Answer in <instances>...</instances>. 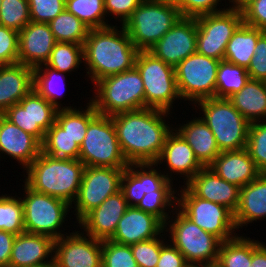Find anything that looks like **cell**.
Here are the masks:
<instances>
[{
	"mask_svg": "<svg viewBox=\"0 0 266 267\" xmlns=\"http://www.w3.org/2000/svg\"><path fill=\"white\" fill-rule=\"evenodd\" d=\"M170 113L143 108L111 116L122 154L129 164L157 161L168 134L173 130L165 119Z\"/></svg>",
	"mask_w": 266,
	"mask_h": 267,
	"instance_id": "6da1fadb",
	"label": "cell"
},
{
	"mask_svg": "<svg viewBox=\"0 0 266 267\" xmlns=\"http://www.w3.org/2000/svg\"><path fill=\"white\" fill-rule=\"evenodd\" d=\"M120 26L110 24L104 28L90 29L85 39L83 63L92 84L135 66L139 50L124 27Z\"/></svg>",
	"mask_w": 266,
	"mask_h": 267,
	"instance_id": "7a4b0ae2",
	"label": "cell"
},
{
	"mask_svg": "<svg viewBox=\"0 0 266 267\" xmlns=\"http://www.w3.org/2000/svg\"><path fill=\"white\" fill-rule=\"evenodd\" d=\"M85 165L79 159L55 158L43 152L25 169L24 183L36 192L72 206L79 192Z\"/></svg>",
	"mask_w": 266,
	"mask_h": 267,
	"instance_id": "3957f363",
	"label": "cell"
},
{
	"mask_svg": "<svg viewBox=\"0 0 266 267\" xmlns=\"http://www.w3.org/2000/svg\"><path fill=\"white\" fill-rule=\"evenodd\" d=\"M94 87L95 94L89 101L99 114L112 116L145 108L144 84L135 66L98 80Z\"/></svg>",
	"mask_w": 266,
	"mask_h": 267,
	"instance_id": "277c9868",
	"label": "cell"
},
{
	"mask_svg": "<svg viewBox=\"0 0 266 267\" xmlns=\"http://www.w3.org/2000/svg\"><path fill=\"white\" fill-rule=\"evenodd\" d=\"M174 210L164 224V231L171 235L168 241L189 265L215 266L222 241L194 224L178 207Z\"/></svg>",
	"mask_w": 266,
	"mask_h": 267,
	"instance_id": "5b68a950",
	"label": "cell"
},
{
	"mask_svg": "<svg viewBox=\"0 0 266 267\" xmlns=\"http://www.w3.org/2000/svg\"><path fill=\"white\" fill-rule=\"evenodd\" d=\"M193 106L201 109L200 118L213 132L220 152L246 148L250 123L227 98L212 97Z\"/></svg>",
	"mask_w": 266,
	"mask_h": 267,
	"instance_id": "8992f818",
	"label": "cell"
},
{
	"mask_svg": "<svg viewBox=\"0 0 266 267\" xmlns=\"http://www.w3.org/2000/svg\"><path fill=\"white\" fill-rule=\"evenodd\" d=\"M181 17L177 6L143 0L122 26L139 51H148Z\"/></svg>",
	"mask_w": 266,
	"mask_h": 267,
	"instance_id": "52a82bcc",
	"label": "cell"
},
{
	"mask_svg": "<svg viewBox=\"0 0 266 267\" xmlns=\"http://www.w3.org/2000/svg\"><path fill=\"white\" fill-rule=\"evenodd\" d=\"M79 160L85 167L126 168L111 116L97 114L87 127L80 145Z\"/></svg>",
	"mask_w": 266,
	"mask_h": 267,
	"instance_id": "ba28073f",
	"label": "cell"
},
{
	"mask_svg": "<svg viewBox=\"0 0 266 267\" xmlns=\"http://www.w3.org/2000/svg\"><path fill=\"white\" fill-rule=\"evenodd\" d=\"M22 187L25 192L24 197H21L25 232L45 235L53 240L68 235L62 231V227L68 217L66 215L72 209L71 205L59 198L36 192L25 183Z\"/></svg>",
	"mask_w": 266,
	"mask_h": 267,
	"instance_id": "9c48e42d",
	"label": "cell"
},
{
	"mask_svg": "<svg viewBox=\"0 0 266 267\" xmlns=\"http://www.w3.org/2000/svg\"><path fill=\"white\" fill-rule=\"evenodd\" d=\"M135 67L144 84L145 108L171 112L173 102L181 99L177 88L175 67L155 57L149 51L138 52Z\"/></svg>",
	"mask_w": 266,
	"mask_h": 267,
	"instance_id": "30bf717a",
	"label": "cell"
},
{
	"mask_svg": "<svg viewBox=\"0 0 266 267\" xmlns=\"http://www.w3.org/2000/svg\"><path fill=\"white\" fill-rule=\"evenodd\" d=\"M177 194V207L204 231L222 242L237 236L234 213L224 205L195 196L185 185ZM180 192V193H179ZM180 194V195H179ZM180 198H179V197ZM235 231V232H234Z\"/></svg>",
	"mask_w": 266,
	"mask_h": 267,
	"instance_id": "8fae6325",
	"label": "cell"
},
{
	"mask_svg": "<svg viewBox=\"0 0 266 267\" xmlns=\"http://www.w3.org/2000/svg\"><path fill=\"white\" fill-rule=\"evenodd\" d=\"M220 60L198 52L182 60L175 67L177 88L181 100L196 104L200 100L215 97L217 70Z\"/></svg>",
	"mask_w": 266,
	"mask_h": 267,
	"instance_id": "7c38bea8",
	"label": "cell"
},
{
	"mask_svg": "<svg viewBox=\"0 0 266 267\" xmlns=\"http://www.w3.org/2000/svg\"><path fill=\"white\" fill-rule=\"evenodd\" d=\"M225 5V10L195 17L197 52L216 60H224L227 43L243 23L242 13Z\"/></svg>",
	"mask_w": 266,
	"mask_h": 267,
	"instance_id": "4fadbf2b",
	"label": "cell"
},
{
	"mask_svg": "<svg viewBox=\"0 0 266 267\" xmlns=\"http://www.w3.org/2000/svg\"><path fill=\"white\" fill-rule=\"evenodd\" d=\"M125 168L85 167L79 192L74 201L76 221L79 222L87 213L101 205L107 197L121 188V177Z\"/></svg>",
	"mask_w": 266,
	"mask_h": 267,
	"instance_id": "5bb4252c",
	"label": "cell"
},
{
	"mask_svg": "<svg viewBox=\"0 0 266 267\" xmlns=\"http://www.w3.org/2000/svg\"><path fill=\"white\" fill-rule=\"evenodd\" d=\"M57 111L50 102L33 89L2 115L42 143L45 133L55 123Z\"/></svg>",
	"mask_w": 266,
	"mask_h": 267,
	"instance_id": "9a60e30c",
	"label": "cell"
},
{
	"mask_svg": "<svg viewBox=\"0 0 266 267\" xmlns=\"http://www.w3.org/2000/svg\"><path fill=\"white\" fill-rule=\"evenodd\" d=\"M74 231L54 241L55 267H102V241Z\"/></svg>",
	"mask_w": 266,
	"mask_h": 267,
	"instance_id": "2e32d148",
	"label": "cell"
},
{
	"mask_svg": "<svg viewBox=\"0 0 266 267\" xmlns=\"http://www.w3.org/2000/svg\"><path fill=\"white\" fill-rule=\"evenodd\" d=\"M196 18L181 17L148 51L165 63L176 67L197 52Z\"/></svg>",
	"mask_w": 266,
	"mask_h": 267,
	"instance_id": "e0dca14e",
	"label": "cell"
},
{
	"mask_svg": "<svg viewBox=\"0 0 266 267\" xmlns=\"http://www.w3.org/2000/svg\"><path fill=\"white\" fill-rule=\"evenodd\" d=\"M128 207L120 190L107 197L101 205L91 210L78 222L80 231L83 230L84 234L100 241L110 240Z\"/></svg>",
	"mask_w": 266,
	"mask_h": 267,
	"instance_id": "ac0fdd59",
	"label": "cell"
},
{
	"mask_svg": "<svg viewBox=\"0 0 266 267\" xmlns=\"http://www.w3.org/2000/svg\"><path fill=\"white\" fill-rule=\"evenodd\" d=\"M164 162L167 170L164 171L166 177L173 182L172 174L178 175L187 184L204 166L196 158L194 151L183 137L173 128L168 134L165 144L156 165L159 166ZM170 172V173H169ZM170 174V175H169ZM184 175V176H183ZM186 180V181H185Z\"/></svg>",
	"mask_w": 266,
	"mask_h": 267,
	"instance_id": "d6986e66",
	"label": "cell"
},
{
	"mask_svg": "<svg viewBox=\"0 0 266 267\" xmlns=\"http://www.w3.org/2000/svg\"><path fill=\"white\" fill-rule=\"evenodd\" d=\"M56 42L48 23L30 21L19 31L18 63L33 69L45 64Z\"/></svg>",
	"mask_w": 266,
	"mask_h": 267,
	"instance_id": "ffe728a7",
	"label": "cell"
},
{
	"mask_svg": "<svg viewBox=\"0 0 266 267\" xmlns=\"http://www.w3.org/2000/svg\"><path fill=\"white\" fill-rule=\"evenodd\" d=\"M185 186L197 197L224 205L233 213L239 204L240 187L219 177L211 168H202Z\"/></svg>",
	"mask_w": 266,
	"mask_h": 267,
	"instance_id": "44dd1931",
	"label": "cell"
},
{
	"mask_svg": "<svg viewBox=\"0 0 266 267\" xmlns=\"http://www.w3.org/2000/svg\"><path fill=\"white\" fill-rule=\"evenodd\" d=\"M161 233H164V224L157 217L136 207H128L110 240L123 245H132L156 238Z\"/></svg>",
	"mask_w": 266,
	"mask_h": 267,
	"instance_id": "7402d4cb",
	"label": "cell"
},
{
	"mask_svg": "<svg viewBox=\"0 0 266 267\" xmlns=\"http://www.w3.org/2000/svg\"><path fill=\"white\" fill-rule=\"evenodd\" d=\"M0 159L5 154L25 169L41 152V143L0 114Z\"/></svg>",
	"mask_w": 266,
	"mask_h": 267,
	"instance_id": "603a6c76",
	"label": "cell"
},
{
	"mask_svg": "<svg viewBox=\"0 0 266 267\" xmlns=\"http://www.w3.org/2000/svg\"><path fill=\"white\" fill-rule=\"evenodd\" d=\"M54 241L48 236L27 232L16 235L9 267H30L54 263Z\"/></svg>",
	"mask_w": 266,
	"mask_h": 267,
	"instance_id": "cb8c5ba5",
	"label": "cell"
},
{
	"mask_svg": "<svg viewBox=\"0 0 266 267\" xmlns=\"http://www.w3.org/2000/svg\"><path fill=\"white\" fill-rule=\"evenodd\" d=\"M209 168L222 179L240 188L261 174L246 148L221 152Z\"/></svg>",
	"mask_w": 266,
	"mask_h": 267,
	"instance_id": "d4e9b609",
	"label": "cell"
},
{
	"mask_svg": "<svg viewBox=\"0 0 266 267\" xmlns=\"http://www.w3.org/2000/svg\"><path fill=\"white\" fill-rule=\"evenodd\" d=\"M33 90V68L21 63L0 65V114Z\"/></svg>",
	"mask_w": 266,
	"mask_h": 267,
	"instance_id": "484cf974",
	"label": "cell"
},
{
	"mask_svg": "<svg viewBox=\"0 0 266 267\" xmlns=\"http://www.w3.org/2000/svg\"><path fill=\"white\" fill-rule=\"evenodd\" d=\"M262 218L266 219V173L240 188L239 204L234 212L237 230Z\"/></svg>",
	"mask_w": 266,
	"mask_h": 267,
	"instance_id": "4316f807",
	"label": "cell"
},
{
	"mask_svg": "<svg viewBox=\"0 0 266 267\" xmlns=\"http://www.w3.org/2000/svg\"><path fill=\"white\" fill-rule=\"evenodd\" d=\"M174 129L183 137L194 151L198 161L204 166L209 167L216 157L221 153L213 132L200 118L196 117L188 120L186 124L176 125Z\"/></svg>",
	"mask_w": 266,
	"mask_h": 267,
	"instance_id": "83f0119b",
	"label": "cell"
},
{
	"mask_svg": "<svg viewBox=\"0 0 266 267\" xmlns=\"http://www.w3.org/2000/svg\"><path fill=\"white\" fill-rule=\"evenodd\" d=\"M228 100L249 122L266 120V85L264 81L249 79L246 85Z\"/></svg>",
	"mask_w": 266,
	"mask_h": 267,
	"instance_id": "f1b7e54d",
	"label": "cell"
},
{
	"mask_svg": "<svg viewBox=\"0 0 266 267\" xmlns=\"http://www.w3.org/2000/svg\"><path fill=\"white\" fill-rule=\"evenodd\" d=\"M265 31L242 23L227 43L224 60L248 68L255 54L258 38Z\"/></svg>",
	"mask_w": 266,
	"mask_h": 267,
	"instance_id": "f546056e",
	"label": "cell"
},
{
	"mask_svg": "<svg viewBox=\"0 0 266 267\" xmlns=\"http://www.w3.org/2000/svg\"><path fill=\"white\" fill-rule=\"evenodd\" d=\"M65 74L64 72L48 67L46 64L33 69V89L57 110L73 109L72 106L63 107L62 103L58 101L61 95L64 94L63 92H65Z\"/></svg>",
	"mask_w": 266,
	"mask_h": 267,
	"instance_id": "4dcf8cb0",
	"label": "cell"
},
{
	"mask_svg": "<svg viewBox=\"0 0 266 267\" xmlns=\"http://www.w3.org/2000/svg\"><path fill=\"white\" fill-rule=\"evenodd\" d=\"M87 104L84 109L82 107H79V109L77 107L73 109H60L57 111L55 119V122L79 146L86 135L89 122L98 114L90 101Z\"/></svg>",
	"mask_w": 266,
	"mask_h": 267,
	"instance_id": "1f68e13d",
	"label": "cell"
},
{
	"mask_svg": "<svg viewBox=\"0 0 266 267\" xmlns=\"http://www.w3.org/2000/svg\"><path fill=\"white\" fill-rule=\"evenodd\" d=\"M245 237L238 234L233 239L222 242L215 267H250L252 240Z\"/></svg>",
	"mask_w": 266,
	"mask_h": 267,
	"instance_id": "d6a6232c",
	"label": "cell"
},
{
	"mask_svg": "<svg viewBox=\"0 0 266 267\" xmlns=\"http://www.w3.org/2000/svg\"><path fill=\"white\" fill-rule=\"evenodd\" d=\"M247 69L226 60H220L215 87V98H229L249 81Z\"/></svg>",
	"mask_w": 266,
	"mask_h": 267,
	"instance_id": "836d02e7",
	"label": "cell"
},
{
	"mask_svg": "<svg viewBox=\"0 0 266 267\" xmlns=\"http://www.w3.org/2000/svg\"><path fill=\"white\" fill-rule=\"evenodd\" d=\"M57 42L83 45L90 28L66 9L48 23Z\"/></svg>",
	"mask_w": 266,
	"mask_h": 267,
	"instance_id": "e575fe53",
	"label": "cell"
},
{
	"mask_svg": "<svg viewBox=\"0 0 266 267\" xmlns=\"http://www.w3.org/2000/svg\"><path fill=\"white\" fill-rule=\"evenodd\" d=\"M41 152L64 159H79L80 146L55 122L45 133Z\"/></svg>",
	"mask_w": 266,
	"mask_h": 267,
	"instance_id": "d590c367",
	"label": "cell"
},
{
	"mask_svg": "<svg viewBox=\"0 0 266 267\" xmlns=\"http://www.w3.org/2000/svg\"><path fill=\"white\" fill-rule=\"evenodd\" d=\"M65 9L90 29L110 26L106 19L104 0H66Z\"/></svg>",
	"mask_w": 266,
	"mask_h": 267,
	"instance_id": "8d00e7d4",
	"label": "cell"
},
{
	"mask_svg": "<svg viewBox=\"0 0 266 267\" xmlns=\"http://www.w3.org/2000/svg\"><path fill=\"white\" fill-rule=\"evenodd\" d=\"M83 62V45L56 42L48 61L45 63L48 67L57 71L70 73L77 71ZM81 64V65H80Z\"/></svg>",
	"mask_w": 266,
	"mask_h": 267,
	"instance_id": "74e56055",
	"label": "cell"
},
{
	"mask_svg": "<svg viewBox=\"0 0 266 267\" xmlns=\"http://www.w3.org/2000/svg\"><path fill=\"white\" fill-rule=\"evenodd\" d=\"M9 195H0V230L18 235L25 232L23 204L21 197Z\"/></svg>",
	"mask_w": 266,
	"mask_h": 267,
	"instance_id": "f35d334b",
	"label": "cell"
},
{
	"mask_svg": "<svg viewBox=\"0 0 266 267\" xmlns=\"http://www.w3.org/2000/svg\"><path fill=\"white\" fill-rule=\"evenodd\" d=\"M157 167V169L155 168ZM128 168L141 180L143 193H155V191H177L172 188L170 181L164 172L159 171L155 163L129 164Z\"/></svg>",
	"mask_w": 266,
	"mask_h": 267,
	"instance_id": "ab89813d",
	"label": "cell"
},
{
	"mask_svg": "<svg viewBox=\"0 0 266 267\" xmlns=\"http://www.w3.org/2000/svg\"><path fill=\"white\" fill-rule=\"evenodd\" d=\"M175 194L177 195V191H155V193H146L136 208L154 215L165 224L170 218V215H172L171 213H173L174 209L177 207V197ZM171 208L172 210L167 212V209Z\"/></svg>",
	"mask_w": 266,
	"mask_h": 267,
	"instance_id": "60d3db41",
	"label": "cell"
},
{
	"mask_svg": "<svg viewBox=\"0 0 266 267\" xmlns=\"http://www.w3.org/2000/svg\"><path fill=\"white\" fill-rule=\"evenodd\" d=\"M30 21L28 0H2L0 5L1 26H5L19 32Z\"/></svg>",
	"mask_w": 266,
	"mask_h": 267,
	"instance_id": "b9f144b4",
	"label": "cell"
},
{
	"mask_svg": "<svg viewBox=\"0 0 266 267\" xmlns=\"http://www.w3.org/2000/svg\"><path fill=\"white\" fill-rule=\"evenodd\" d=\"M246 150L257 169L266 173V120L250 123Z\"/></svg>",
	"mask_w": 266,
	"mask_h": 267,
	"instance_id": "7bdbcfd3",
	"label": "cell"
},
{
	"mask_svg": "<svg viewBox=\"0 0 266 267\" xmlns=\"http://www.w3.org/2000/svg\"><path fill=\"white\" fill-rule=\"evenodd\" d=\"M102 267H139L130 245L102 241Z\"/></svg>",
	"mask_w": 266,
	"mask_h": 267,
	"instance_id": "ee69618b",
	"label": "cell"
},
{
	"mask_svg": "<svg viewBox=\"0 0 266 267\" xmlns=\"http://www.w3.org/2000/svg\"><path fill=\"white\" fill-rule=\"evenodd\" d=\"M166 234L164 231V234H160L156 238L130 245L134 259L139 267H156L161 253V247L166 243L165 240H167L162 236Z\"/></svg>",
	"mask_w": 266,
	"mask_h": 267,
	"instance_id": "f6af8a7d",
	"label": "cell"
},
{
	"mask_svg": "<svg viewBox=\"0 0 266 267\" xmlns=\"http://www.w3.org/2000/svg\"><path fill=\"white\" fill-rule=\"evenodd\" d=\"M66 0H28L31 22L49 23L65 10Z\"/></svg>",
	"mask_w": 266,
	"mask_h": 267,
	"instance_id": "bcb514c9",
	"label": "cell"
},
{
	"mask_svg": "<svg viewBox=\"0 0 266 267\" xmlns=\"http://www.w3.org/2000/svg\"><path fill=\"white\" fill-rule=\"evenodd\" d=\"M19 32L0 25V65L18 63Z\"/></svg>",
	"mask_w": 266,
	"mask_h": 267,
	"instance_id": "7dc6e473",
	"label": "cell"
},
{
	"mask_svg": "<svg viewBox=\"0 0 266 267\" xmlns=\"http://www.w3.org/2000/svg\"><path fill=\"white\" fill-rule=\"evenodd\" d=\"M220 1L222 0H180L177 7L182 17L195 18L225 10V7L221 9L219 7L217 8L221 4L219 3ZM228 1L231 4V0Z\"/></svg>",
	"mask_w": 266,
	"mask_h": 267,
	"instance_id": "c3c4849f",
	"label": "cell"
},
{
	"mask_svg": "<svg viewBox=\"0 0 266 267\" xmlns=\"http://www.w3.org/2000/svg\"><path fill=\"white\" fill-rule=\"evenodd\" d=\"M120 190L129 207H136L145 195L141 180L128 167L122 174Z\"/></svg>",
	"mask_w": 266,
	"mask_h": 267,
	"instance_id": "681fc988",
	"label": "cell"
},
{
	"mask_svg": "<svg viewBox=\"0 0 266 267\" xmlns=\"http://www.w3.org/2000/svg\"><path fill=\"white\" fill-rule=\"evenodd\" d=\"M254 51L255 54L247 72L250 79L264 81L266 79V31L258 38Z\"/></svg>",
	"mask_w": 266,
	"mask_h": 267,
	"instance_id": "f907efd6",
	"label": "cell"
},
{
	"mask_svg": "<svg viewBox=\"0 0 266 267\" xmlns=\"http://www.w3.org/2000/svg\"><path fill=\"white\" fill-rule=\"evenodd\" d=\"M143 0H104L105 11L108 17L120 20L123 25ZM110 15V16H109Z\"/></svg>",
	"mask_w": 266,
	"mask_h": 267,
	"instance_id": "816d5d0a",
	"label": "cell"
},
{
	"mask_svg": "<svg viewBox=\"0 0 266 267\" xmlns=\"http://www.w3.org/2000/svg\"><path fill=\"white\" fill-rule=\"evenodd\" d=\"M243 23L266 31V0L251 3L243 12Z\"/></svg>",
	"mask_w": 266,
	"mask_h": 267,
	"instance_id": "f5cc1de1",
	"label": "cell"
},
{
	"mask_svg": "<svg viewBox=\"0 0 266 267\" xmlns=\"http://www.w3.org/2000/svg\"><path fill=\"white\" fill-rule=\"evenodd\" d=\"M183 254L171 243H166L161 247V253L159 256L156 267H188Z\"/></svg>",
	"mask_w": 266,
	"mask_h": 267,
	"instance_id": "db71d44e",
	"label": "cell"
},
{
	"mask_svg": "<svg viewBox=\"0 0 266 267\" xmlns=\"http://www.w3.org/2000/svg\"><path fill=\"white\" fill-rule=\"evenodd\" d=\"M15 238L16 235L0 230V267H9Z\"/></svg>",
	"mask_w": 266,
	"mask_h": 267,
	"instance_id": "11a10c76",
	"label": "cell"
},
{
	"mask_svg": "<svg viewBox=\"0 0 266 267\" xmlns=\"http://www.w3.org/2000/svg\"><path fill=\"white\" fill-rule=\"evenodd\" d=\"M250 267H266V244L252 239V261Z\"/></svg>",
	"mask_w": 266,
	"mask_h": 267,
	"instance_id": "9f6ffc18",
	"label": "cell"
},
{
	"mask_svg": "<svg viewBox=\"0 0 266 267\" xmlns=\"http://www.w3.org/2000/svg\"><path fill=\"white\" fill-rule=\"evenodd\" d=\"M257 0H231L230 7L242 13L251 3Z\"/></svg>",
	"mask_w": 266,
	"mask_h": 267,
	"instance_id": "6f0895ef",
	"label": "cell"
},
{
	"mask_svg": "<svg viewBox=\"0 0 266 267\" xmlns=\"http://www.w3.org/2000/svg\"><path fill=\"white\" fill-rule=\"evenodd\" d=\"M154 1L163 2L165 4H170L174 6H178L180 3V0H154Z\"/></svg>",
	"mask_w": 266,
	"mask_h": 267,
	"instance_id": "680465c9",
	"label": "cell"
},
{
	"mask_svg": "<svg viewBox=\"0 0 266 267\" xmlns=\"http://www.w3.org/2000/svg\"><path fill=\"white\" fill-rule=\"evenodd\" d=\"M30 267H55L54 263H47V264H42L38 266H30Z\"/></svg>",
	"mask_w": 266,
	"mask_h": 267,
	"instance_id": "91938a15",
	"label": "cell"
},
{
	"mask_svg": "<svg viewBox=\"0 0 266 267\" xmlns=\"http://www.w3.org/2000/svg\"><path fill=\"white\" fill-rule=\"evenodd\" d=\"M188 267H215V266H198V265H189Z\"/></svg>",
	"mask_w": 266,
	"mask_h": 267,
	"instance_id": "94428289",
	"label": "cell"
}]
</instances>
